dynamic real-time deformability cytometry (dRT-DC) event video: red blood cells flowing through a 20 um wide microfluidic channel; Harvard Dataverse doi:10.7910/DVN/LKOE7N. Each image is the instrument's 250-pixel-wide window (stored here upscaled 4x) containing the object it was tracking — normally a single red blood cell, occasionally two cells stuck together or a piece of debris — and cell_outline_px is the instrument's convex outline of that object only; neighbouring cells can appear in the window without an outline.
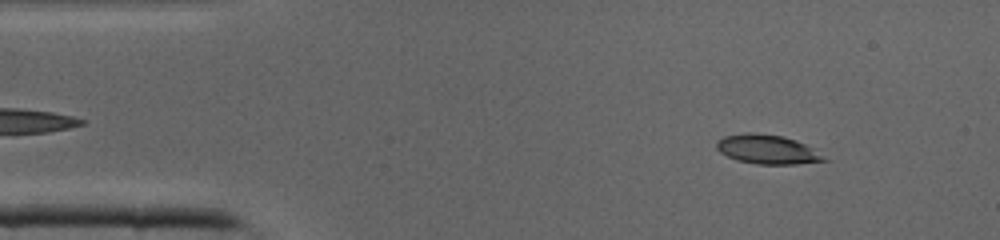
{"species": "common noctule bat (a hibernating species)", "species_latin": "Nyctalus noctula", "temperature_condition": "cold", "stored_images_in_passage": 41, "camera_frame_rate_fps": 3000, "um_per_image_px": 0.085, "animal": {"sex": "male", "body_mass_g": 19.0, "forearm_length_mm": 50.8}, "frame": {"image": 1, "passage_image": 4, "time_ms": 1.0, "image_size_px": [1000, 240], "cell_outline_px": [[828, 160], [796, 164], [756, 164], [736, 160], [720, 152], [716, 148], [716, 140], [724, 136], [744, 132], [752, 132], [784, 136], [796, 140], [812, 148]], "centroid_in_image_um": [65.16, 12.68], "position_along_channel_um": 19.8, "area_um2": 18.26}}
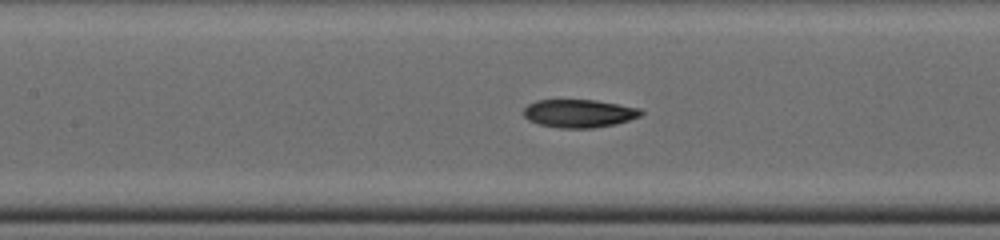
{"frame": {"image": 2, "passage_image": 17, "time_ms": 5.333, "image_size_px": [1000, 240], "cell_outline_px": [[644, 112], [640, 116], [616, 124], [592, 128], [560, 128], [540, 124], [528, 120], [524, 116], [524, 108], [528, 104], [536, 100], [596, 100], [620, 104], [640, 108]], "centroid_in_image_um": [49.23, 9.63], "position_along_channel_um": 158.2, "area_um2": 19.25}}
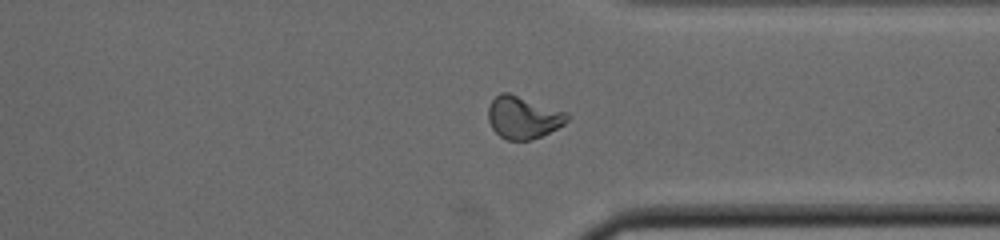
{"frame": {"image": 3, "passage_image": 30, "time_ms": 9.667, "image_size_px": [1000, 240], "cell_outline_px": [[572, 116], [564, 124], [540, 136], [528, 140], [504, 140], [492, 128], [488, 120], [488, 108], [492, 100], [500, 92], [508, 92], [568, 112]], "centroid_in_image_um": [44.47, 9.97], "position_along_channel_um": 366.9, "area_um2": 19.54}}